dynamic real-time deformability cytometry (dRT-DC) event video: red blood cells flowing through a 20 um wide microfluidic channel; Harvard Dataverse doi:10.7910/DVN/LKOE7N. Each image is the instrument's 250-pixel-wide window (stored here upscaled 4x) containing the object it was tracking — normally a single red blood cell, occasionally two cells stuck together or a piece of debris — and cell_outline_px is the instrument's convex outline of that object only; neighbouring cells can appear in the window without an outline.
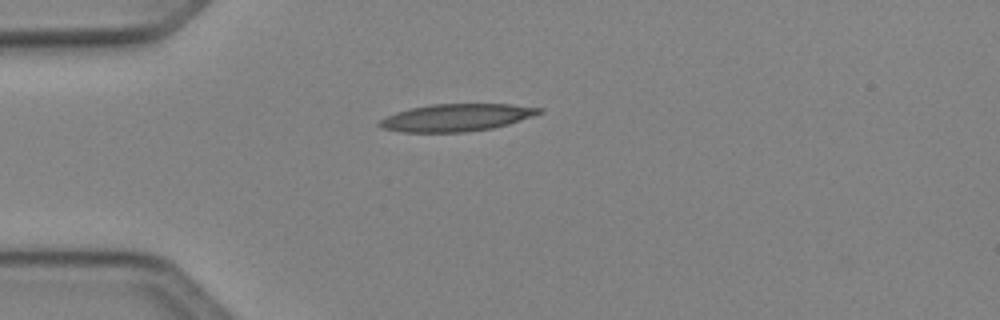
{"species": "Egyptian fruit bat (a non-hibernating species)", "species_latin": "Rousettus aegyptiacus", "temperature_condition": "cold", "stored_images_in_passage": 37, "camera_frame_rate_fps": 3000, "um_per_image_px": 0.085, "animal": {"sex": "female"}, "frame": {"image": 1, "passage_image": 1, "time_ms": 0.0, "image_size_px": [1000, 320], "cell_outline_px": [[544, 112], [508, 124], [492, 128], [464, 132], [400, 132], [380, 128], [376, 124], [380, 120], [396, 112], [408, 108], [432, 104], [512, 104], [544, 108]], "centroid_in_image_um": [38.78, 9.99], "position_along_channel_um": 46.2, "area_um2": 25.55}}
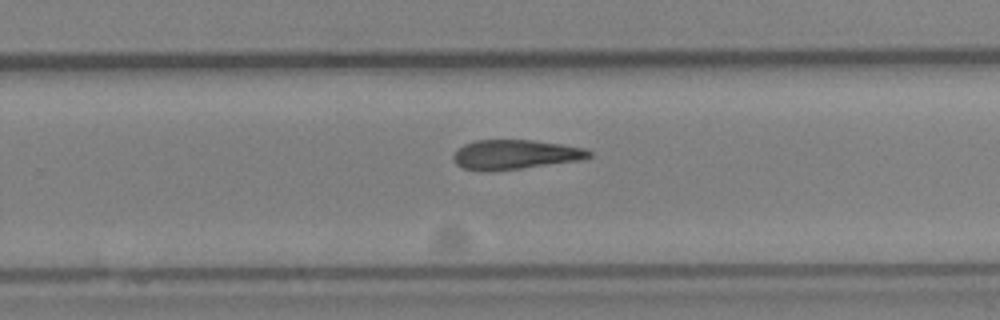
{"frame": {"image": 2, "passage_image": 20, "time_ms": 6.333, "image_size_px": [1000, 320], "cell_outline_px": [[592, 156], [580, 160], [520, 168], [484, 172], [480, 172], [464, 168], [456, 164], [452, 160], [452, 156], [464, 144], [476, 140], [532, 140], [560, 144], [584, 148], [592, 152]], "centroid_in_image_um": [43.75, 13.14], "position_along_channel_um": 286.0, "area_um2": 23.24}}
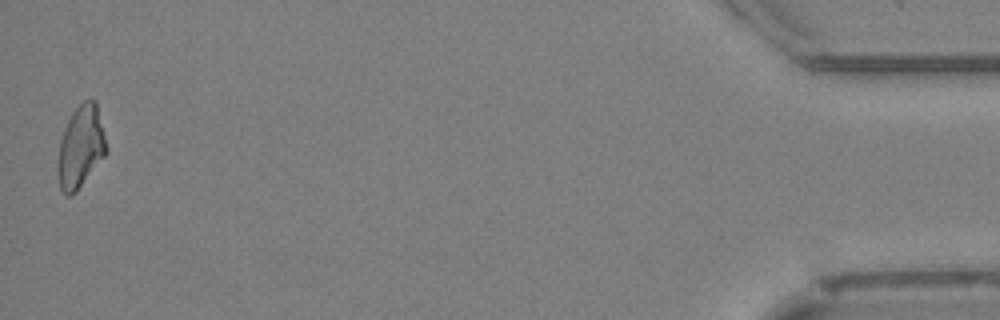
{"frame": {"image": 3, "passage_image": 37, "time_ms": 12.0, "image_size_px": [1000, 320], "cell_outline_px": [[108, 152], [76, 192], [72, 196], [68, 196], [60, 188], [56, 164], [60, 140], [64, 128], [72, 112], [84, 100], [96, 100], [108, 148]], "centroid_in_image_um": [6.86, 12.5], "position_along_channel_um": 428.3, "area_um2": 23.41}}